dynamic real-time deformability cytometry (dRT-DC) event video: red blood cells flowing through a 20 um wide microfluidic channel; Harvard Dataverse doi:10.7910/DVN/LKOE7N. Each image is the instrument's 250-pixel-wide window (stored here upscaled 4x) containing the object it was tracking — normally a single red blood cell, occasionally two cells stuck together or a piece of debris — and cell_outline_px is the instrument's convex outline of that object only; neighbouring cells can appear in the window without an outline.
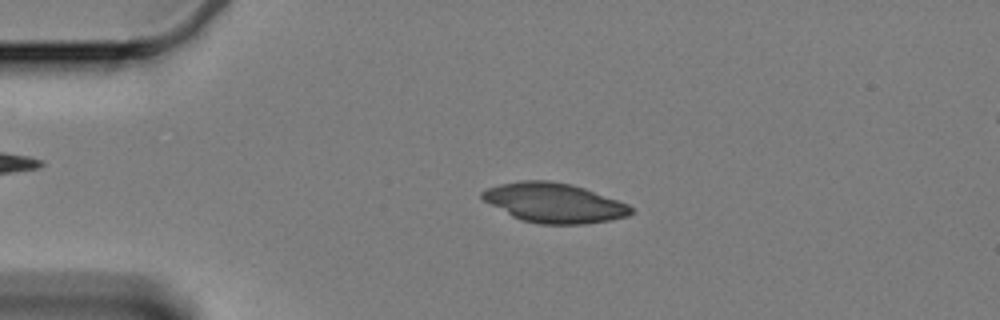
{"species": "Egyptian fruit bat (a non-hibernating species)", "species_latin": "Rousettus aegyptiacus", "temperature_condition": "cold", "stored_images_in_passage": 60, "camera_frame_rate_fps": 3000, "um_per_image_px": 0.085, "animal": {"sex": "female"}, "frame": {"image": 1, "passage_image": 13, "time_ms": 4.0, "image_size_px": [1000, 320], "cell_outline_px": [[632, 212], [628, 216], [608, 220], [584, 224], [540, 224], [520, 220], [512, 216], [484, 200], [480, 196], [480, 192], [488, 188], [500, 184], [520, 180], [548, 180], [572, 184], [584, 188], [628, 204], [632, 208]], "centroid_in_image_um": [47.08, 17.24], "position_along_channel_um": 37.9, "area_um2": 34.1}}
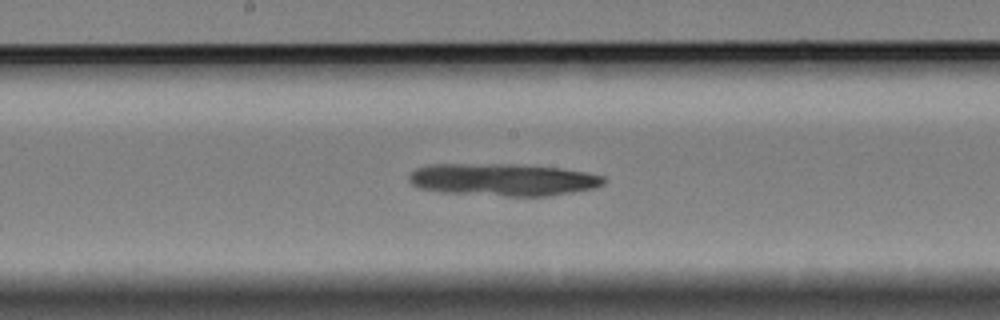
{"frame": {"image": 2, "passage_image": 31, "time_ms": 10.0, "image_size_px": [1000, 320], "cell_outline_px": [[608, 180], [604, 184], [596, 188], [548, 196], [508, 196], [440, 192], [420, 188], [412, 184], [408, 180], [408, 176], [416, 168], [428, 164], [516, 164], [560, 168], [584, 172], [604, 176]], "centroid_in_image_um": [42.76, 15.27], "position_along_channel_um": 205.4, "area_um2": 36.88}}
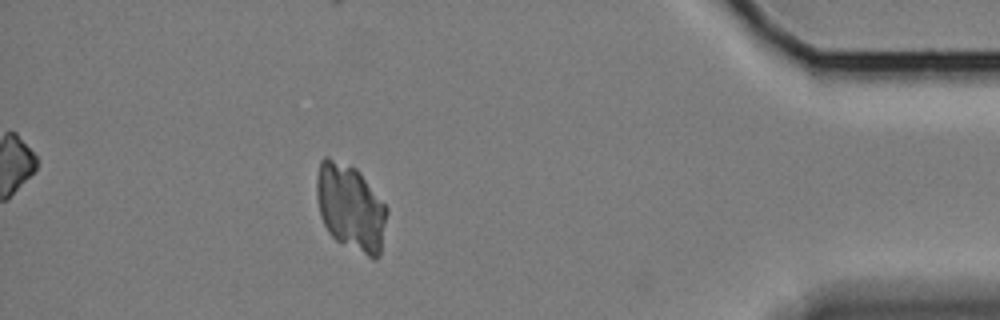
{"frame": {"image": 3, "passage_image": 53, "time_ms": 17.333, "image_size_px": [1000, 320], "cell_outline_px": [[388, 212], [380, 256], [376, 260], [372, 260], [336, 240], [328, 232], [320, 216], [316, 196], [316, 176], [320, 160], [324, 156], [328, 156], [356, 168], [360, 172], [388, 208]], "centroid_in_image_um": [29.8, 17.65], "position_along_channel_um": 405.4, "area_um2": 36.01}}